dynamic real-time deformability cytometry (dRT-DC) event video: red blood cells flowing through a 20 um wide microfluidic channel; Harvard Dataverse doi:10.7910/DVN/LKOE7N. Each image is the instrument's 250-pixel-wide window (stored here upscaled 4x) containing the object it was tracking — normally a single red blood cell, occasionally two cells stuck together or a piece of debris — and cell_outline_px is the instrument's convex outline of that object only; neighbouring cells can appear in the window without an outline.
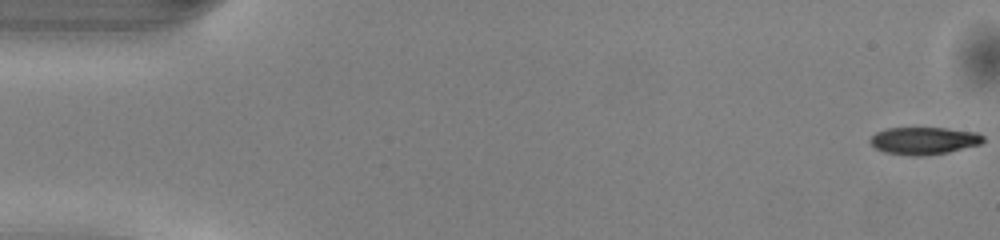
{"species": "common noctule bat (a hibernating species)", "species_latin": "Nyctalus noctula", "temperature_condition": "warm", "stored_images_in_passage": 50, "camera_frame_rate_fps": 3000, "um_per_image_px": 0.085, "animal": {"sex": "male", "body_mass_g": 13.0, "forearm_length_mm": 53.1}, "frame": {"image": 1, "passage_image": 1, "time_ms": 0.0, "image_size_px": [1000, 240], "cell_outline_px": [[984, 140], [980, 144], [948, 152], [924, 156], [912, 156], [884, 152], [876, 148], [868, 140], [876, 132], [888, 128], [944, 128], [976, 132], [984, 136]], "centroid_in_image_um": [78.52, 11.96], "position_along_channel_um": 6.5, "area_um2": 17.98}}
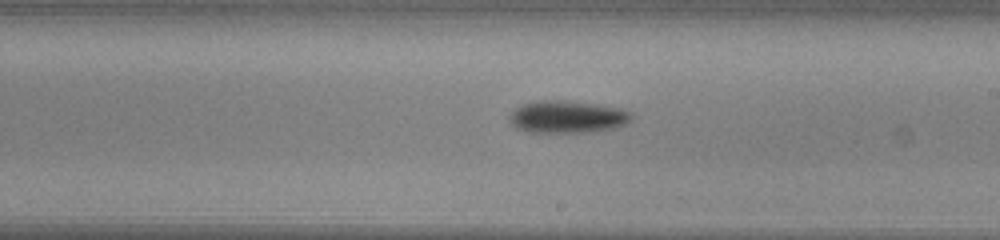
{"frame": {"image": 2, "passage_image": 29, "time_ms": 9.333, "image_size_px": [1000, 240], "cell_outline_px": [[632, 120], [628, 124], [616, 128], [596, 132], [528, 132], [516, 128], [508, 120], [508, 116], [516, 108], [524, 104], [540, 100], [564, 100], [600, 104], [620, 108], [632, 112]], "centroid_in_image_um": [48.28, 9.94], "position_along_channel_um": 240.7, "area_um2": 23.41}}
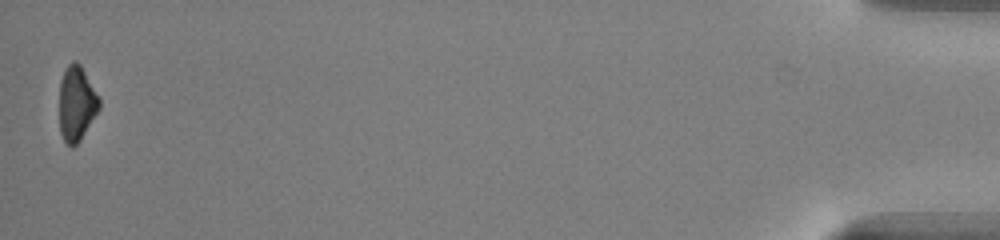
{"frame": {"image": 3, "passage_image": 50, "time_ms": 16.333, "image_size_px": [1000, 240], "cell_outline_px": [[100, 108], [80, 140], [72, 148], [64, 140], [60, 132], [60, 80], [68, 64], [72, 60], [76, 60], [80, 64], [100, 100]], "centroid_in_image_um": [6.5, 8.79], "position_along_channel_um": 428.7, "area_um2": 17.17}, "authors_computed_cell_mechanics": {"area_um2": 20.0277, "velocity_mm_per_s": 4.1126, "shape_relaxation_time_tau1_ms": 1.9671, "shape_relaxation_time_tau2_ms": null, "deformation_change_tau1": 0.1169, "deformation_change_tau2": null}}